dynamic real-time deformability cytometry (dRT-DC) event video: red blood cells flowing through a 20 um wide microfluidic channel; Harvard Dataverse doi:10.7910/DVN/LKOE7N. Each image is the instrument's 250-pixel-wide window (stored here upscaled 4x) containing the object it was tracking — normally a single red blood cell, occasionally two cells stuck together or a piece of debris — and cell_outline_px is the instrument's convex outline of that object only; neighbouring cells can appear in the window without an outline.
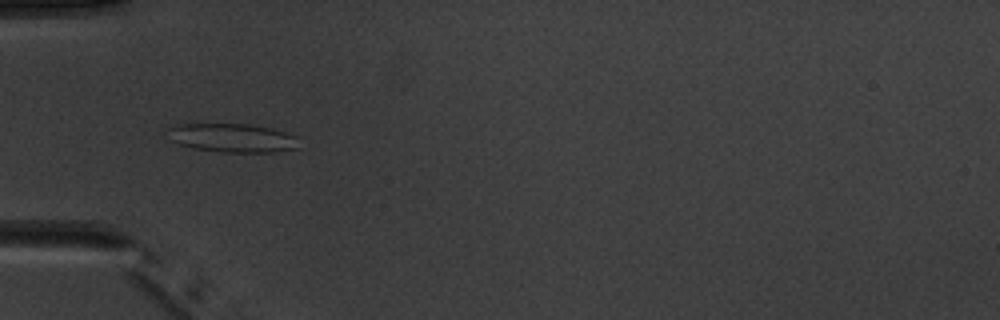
{"species": "common noctule bat (a hibernating species)", "species_latin": "Nyctalus noctula", "temperature_condition": "warm", "stored_images_in_passage": 5, "camera_frame_rate_fps": 3000, "um_per_image_px": 0.085, "animal": {"sex": "male", "body_mass_g": 20.1, "forearm_length_mm": 53.5}, "frame": {"image": 1, "passage_image": 2, "time_ms": 2.0, "image_size_px": [1000, 320], "cell_outline_px": [[300, 148], [276, 152], [220, 152], [192, 148], [180, 144], [172, 140], [168, 128], [176, 124], [248, 124], [272, 128], [296, 136]], "centroid_in_image_um": [19.8, 11.73], "position_along_channel_um": 65.2, "area_um2": 21.96}}
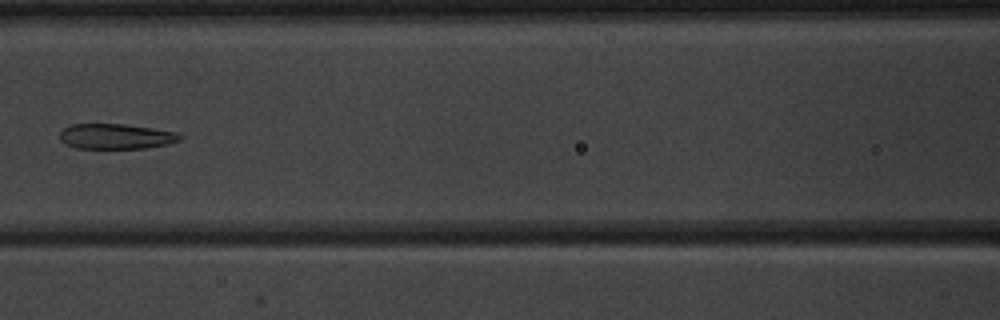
{"frame": {"image": 2, "passage_image": 4, "time_ms": 4.333, "image_size_px": [1000, 320], "cell_outline_px": [[184, 136], [180, 140], [168, 144], [148, 148], [76, 148], [64, 144], [60, 140], [60, 132], [68, 124], [124, 124], [152, 128], [176, 132]], "centroid_in_image_um": [9.85, 11.59], "position_along_channel_um": 156.8, "area_um2": 17.8}}
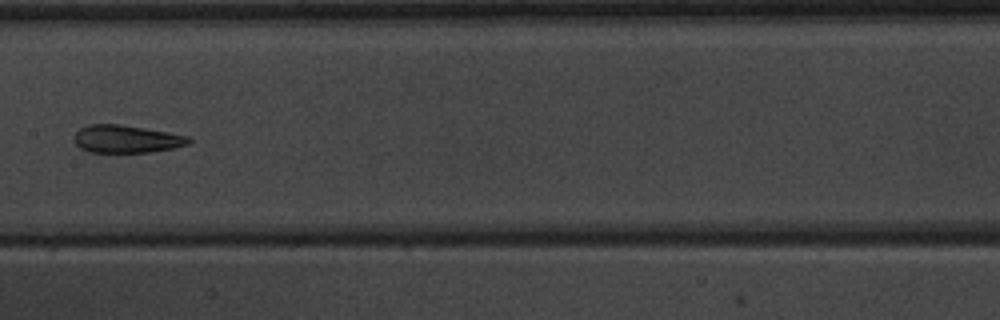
{"frame": {"image": 3, "passage_image": 5, "time_ms": 5.333, "image_size_px": [1000, 320], "cell_outline_px": [[192, 140], [188, 144], [172, 148], [148, 152], [88, 152], [80, 148], [76, 144], [76, 132], [80, 128], [88, 124], [120, 124], [144, 128], [188, 136]], "centroid_in_image_um": [10.73, 11.81], "position_along_channel_um": 196.7, "area_um2": 18.26}}